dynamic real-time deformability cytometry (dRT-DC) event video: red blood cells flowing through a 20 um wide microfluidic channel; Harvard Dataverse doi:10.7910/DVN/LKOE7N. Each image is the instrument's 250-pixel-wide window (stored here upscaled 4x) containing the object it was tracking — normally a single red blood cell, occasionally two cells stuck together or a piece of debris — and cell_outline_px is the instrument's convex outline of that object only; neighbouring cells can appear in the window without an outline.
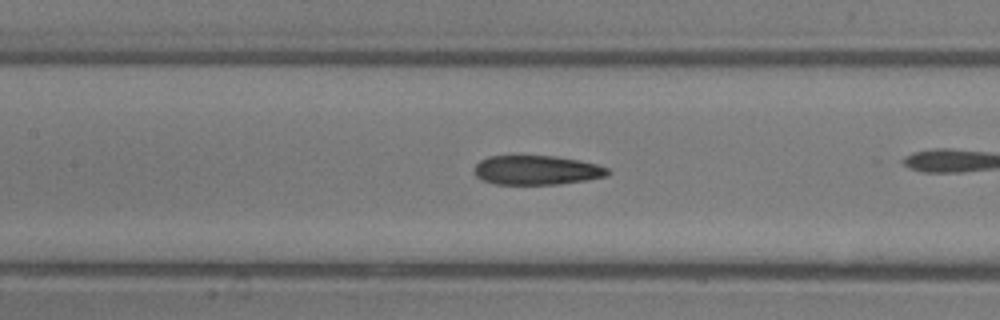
{"species": "common noctule bat (a hibernating species)", "species_latin": "Nyctalus noctula", "temperature_condition": "room temperature", "stored_images_in_passage": 31, "camera_frame_rate_fps": 3000, "um_per_image_px": 0.085, "animal": {"sex": "male", "body_mass_g": 13.3}, "frame": {"image": 1, "passage_image": 22, "time_ms": 7.0, "image_size_px": [1000, 320], "cell_outline_px": [[612, 172], [608, 176], [588, 180], [560, 184], [492, 184], [480, 180], [476, 176], [476, 164], [480, 160], [488, 156], [556, 156], [580, 160], [596, 164], [608, 168]], "centroid_in_image_um": [45.65, 14.47], "position_along_channel_um": 161.7, "area_um2": 23.0}}